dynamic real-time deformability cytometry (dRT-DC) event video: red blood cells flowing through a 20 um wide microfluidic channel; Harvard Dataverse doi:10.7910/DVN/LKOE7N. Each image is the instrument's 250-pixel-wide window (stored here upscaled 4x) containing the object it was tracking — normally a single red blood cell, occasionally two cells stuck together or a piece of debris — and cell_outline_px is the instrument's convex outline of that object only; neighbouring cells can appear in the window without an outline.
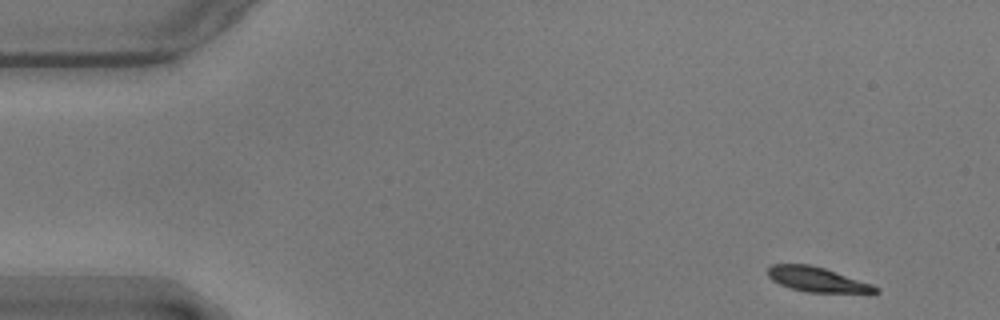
{"species": "common noctule bat (a hibernating species)", "species_latin": "Nyctalus noctula", "temperature_condition": "warm", "stored_images_in_passage": 53, "camera_frame_rate_fps": 3000, "um_per_image_px": 0.085, "animal": {"sex": "male", "body_mass_g": 17.9}, "frame": {"image": 1, "passage_image": 1, "time_ms": 0.0, "image_size_px": [1000, 320], "cell_outline_px": [[880, 292], [808, 292], [792, 288], [780, 284], [772, 280], [768, 276], [768, 268], [772, 264], [808, 264], [824, 268], [872, 284], [880, 288]], "centroid_in_image_um": [69.44, 23.74], "position_along_channel_um": 15.6, "area_um2": 15.2}}
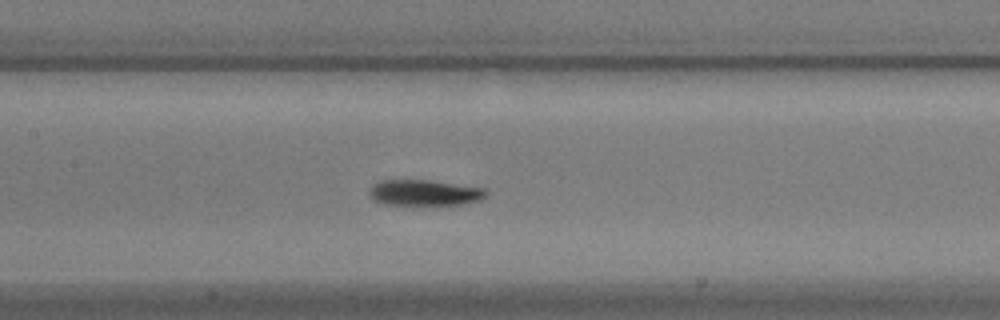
{"frame": {"image": 2, "passage_image": 23, "time_ms": 7.333, "image_size_px": [1000, 320], "cell_outline_px": [[488, 192], [480, 200], [460, 204], [384, 204], [372, 200], [368, 192], [368, 188], [376, 180], [428, 180], [484, 188]], "centroid_in_image_um": [35.99, 16.36], "position_along_channel_um": 171.4, "area_um2": 17.51}}
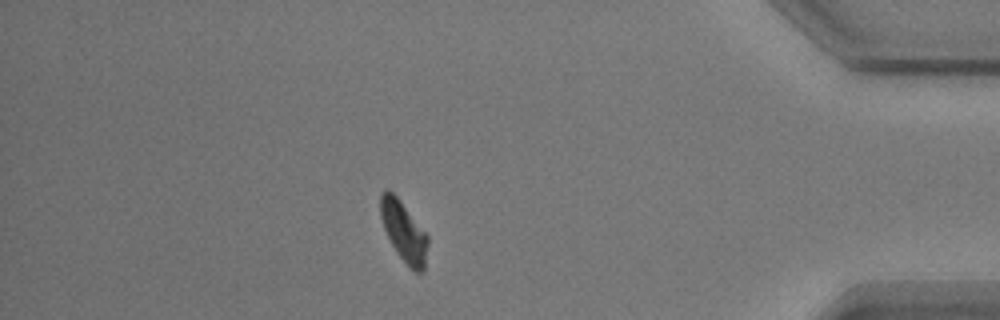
{"frame": {"image": 3, "passage_image": 46, "time_ms": 15.0, "image_size_px": [1000, 320], "cell_outline_px": [[428, 244], [424, 272], [416, 272], [396, 252], [384, 228], [380, 216], [380, 192], [384, 188], [388, 188], [400, 200], [428, 236]], "centroid_in_image_um": [34.31, 19.63], "position_along_channel_um": 400.9, "area_um2": 16.42}, "authors_computed_cell_mechanics": {"area_um2": 17.1088, "velocity_mm_per_s": 3.5333, "shape_relaxation_time_tau1_ms": 4.197, "shape_relaxation_time_tau2_ms": null, "deformation_change_tau1": 0.1355, "deformation_change_tau2": null}}